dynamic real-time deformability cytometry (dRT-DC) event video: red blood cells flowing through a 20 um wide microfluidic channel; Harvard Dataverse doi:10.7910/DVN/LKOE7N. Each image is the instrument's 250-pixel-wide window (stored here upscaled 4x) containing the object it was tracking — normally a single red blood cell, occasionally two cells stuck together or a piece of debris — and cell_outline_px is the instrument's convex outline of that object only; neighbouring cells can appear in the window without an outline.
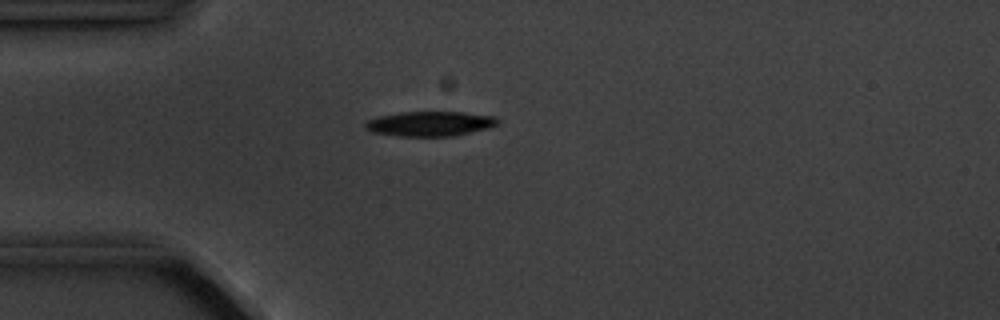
{"species": "common noctule bat (a hibernating species)", "species_latin": "Nyctalus noctula", "temperature_condition": "cold", "stored_images_in_passage": 5, "camera_frame_rate_fps": 3000, "um_per_image_px": 0.085, "animal": {"sex": "male", "body_mass_g": 20.1, "forearm_length_mm": 53.5}, "frame": {"image": 1, "passage_image": 5, "time_ms": 4.333, "image_size_px": [1000, 320], "cell_outline_px": [[500, 120], [496, 124], [488, 128], [452, 136], [400, 136], [372, 132], [364, 128], [364, 124], [368, 120], [376, 116], [400, 112], [464, 112], [496, 116]], "centroid_in_image_um": [36.53, 10.51], "position_along_channel_um": 48.5, "area_um2": 19.19}}